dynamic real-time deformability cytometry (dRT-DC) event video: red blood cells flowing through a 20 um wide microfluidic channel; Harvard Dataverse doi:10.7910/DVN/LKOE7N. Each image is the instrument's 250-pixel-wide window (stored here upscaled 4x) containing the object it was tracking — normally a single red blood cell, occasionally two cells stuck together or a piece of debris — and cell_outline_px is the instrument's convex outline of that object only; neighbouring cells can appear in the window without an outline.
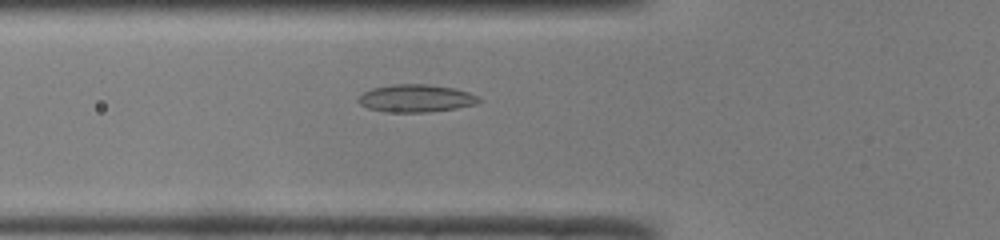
{"species": "common noctule bat (a hibernating species)", "species_latin": "Nyctalus noctula", "temperature_condition": "room temperature", "stored_images_in_passage": 38, "camera_frame_rate_fps": 3000, "um_per_image_px": 0.085, "animal": {"sex": "male", "body_mass_g": 19.0, "forearm_length_mm": 50.8}, "frame": {"image": 1, "passage_image": 6, "time_ms": 1.667, "image_size_px": [1000, 240], "cell_outline_px": [[484, 100], [476, 104], [456, 108], [428, 112], [388, 112], [368, 108], [360, 104], [356, 100], [364, 92], [372, 88], [392, 84], [424, 84], [452, 88], [468, 92], [480, 96]], "centroid_in_image_um": [35.38, 8.36], "position_along_channel_um": 90.4, "area_um2": 19.42}}
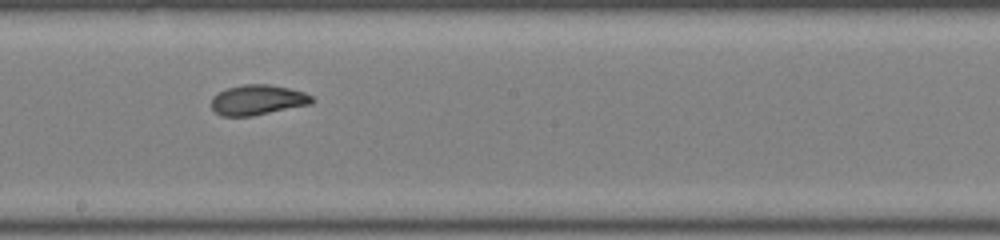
{"frame": {"image": 2, "passage_image": 16, "time_ms": 5.0, "image_size_px": [1000, 240], "cell_outline_px": [[316, 100], [312, 104], [252, 116], [220, 116], [212, 108], [212, 96], [228, 88], [244, 84], [268, 84], [288, 88], [304, 92], [312, 96]], "centroid_in_image_um": [21.93, 8.5], "position_along_channel_um": 226.3, "area_um2": 17.69}}
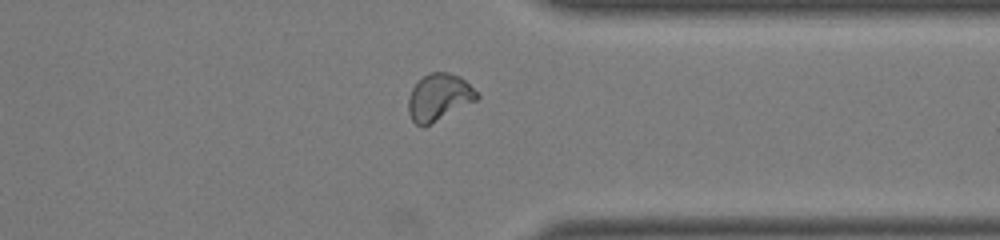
{"frame": {"image": 3, "passage_image": 27, "time_ms": 8.667, "image_size_px": [1000, 240], "cell_outline_px": [[480, 96], [476, 100], [424, 128], [420, 128], [412, 120], [408, 112], [408, 96], [412, 88], [428, 72], [448, 72], [460, 76], [480, 92]], "centroid_in_image_um": [37.32, 8.28], "position_along_channel_um": 374.1, "area_um2": 19.02}, "authors_computed_cell_mechanics": {"area_um2": 18.4382, "velocity_mm_per_s": 4.0816, "shape_relaxation_time_tau1_ms": 8.5797, "shape_relaxation_time_tau2_ms": 0.984, "deformation_change_tau1": 0.1977, "deformation_change_tau2": 0.0619}}